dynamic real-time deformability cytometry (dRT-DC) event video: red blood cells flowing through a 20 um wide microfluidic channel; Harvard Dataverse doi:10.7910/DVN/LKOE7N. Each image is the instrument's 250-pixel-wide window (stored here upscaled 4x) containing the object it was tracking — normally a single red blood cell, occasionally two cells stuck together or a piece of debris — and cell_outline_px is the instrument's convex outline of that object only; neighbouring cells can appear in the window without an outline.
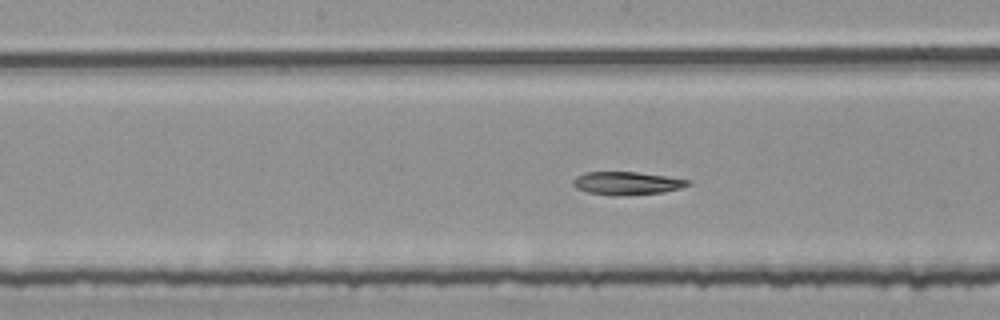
{"species": "common noctule bat (a hibernating species)", "species_latin": "Nyctalus noctula", "temperature_condition": "room temperature", "stored_images_in_passage": 39, "camera_frame_rate_fps": 3000, "um_per_image_px": 0.085, "animal": {"sex": "female", "body_mass_g": 25.1}, "frame": {"image": 1, "passage_image": 12, "time_ms": 3.667, "image_size_px": [1000, 320], "cell_outline_px": [[692, 184], [680, 188], [664, 192], [616, 196], [612, 196], [588, 192], [576, 188], [572, 184], [572, 180], [576, 176], [584, 172], [636, 172], [692, 180]], "centroid_in_image_um": [53.27, 15.57], "position_along_channel_um": 194.9, "area_um2": 15.49}, "authors_computed_cell_mechanics": {"area_um2": 15.7794, "velocity_mm_per_s": 3.7535, "shape_relaxation_time_tau1_ms": 6.3172, "shape_relaxation_time_tau2_ms": 3.77, "deformation_change_tau1": 0.1671, "deformation_change_tau2": 0.0907}}